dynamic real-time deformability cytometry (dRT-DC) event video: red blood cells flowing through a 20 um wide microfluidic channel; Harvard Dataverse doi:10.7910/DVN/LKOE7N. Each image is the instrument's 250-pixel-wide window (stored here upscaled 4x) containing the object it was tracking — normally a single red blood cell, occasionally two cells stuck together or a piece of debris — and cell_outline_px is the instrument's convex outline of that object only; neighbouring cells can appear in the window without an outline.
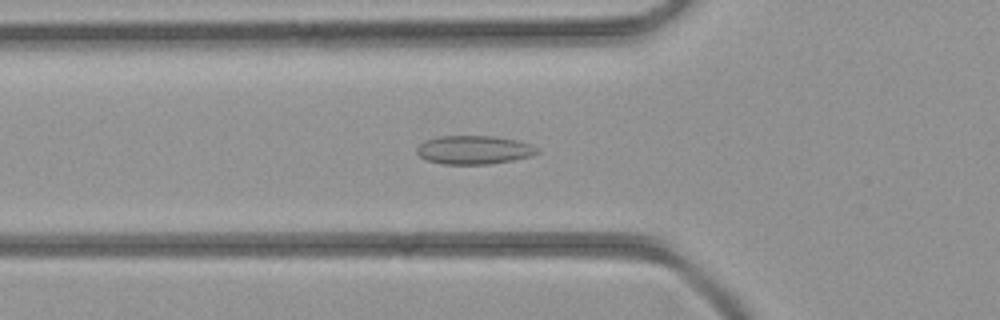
{"species": "common noctule bat (a hibernating species)", "species_latin": "Nyctalus noctula", "temperature_condition": "room temperature", "stored_images_in_passage": 44, "camera_frame_rate_fps": 3000, "um_per_image_px": 0.085, "animal": {"sex": "female", "body_mass_g": 21.9}, "frame": {"image": 1, "passage_image": 15, "time_ms": 4.667, "image_size_px": [1000, 320], "cell_outline_px": [[540, 152], [532, 156], [512, 160], [488, 164], [444, 164], [428, 160], [420, 156], [416, 152], [416, 148], [420, 144], [436, 136], [496, 136], [516, 140], [532, 144], [540, 148]], "centroid_in_image_um": [40.34, 12.73], "position_along_channel_um": 85.5, "area_um2": 20.11}}
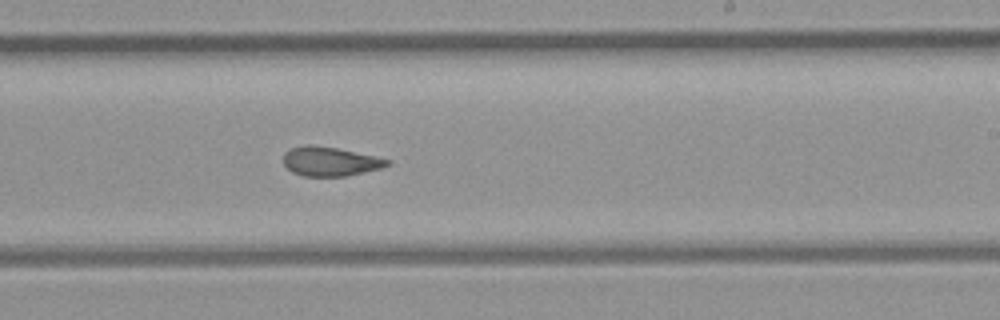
{"frame": {"image": 2, "passage_image": 26, "time_ms": 8.333, "image_size_px": [1000, 320], "cell_outline_px": [[392, 164], [380, 168], [364, 172], [344, 176], [304, 176], [292, 172], [284, 164], [284, 152], [292, 148], [304, 144], [312, 144], [336, 148], [376, 156], [392, 160]], "centroid_in_image_um": [28.07, 13.71], "position_along_channel_um": 260.9, "area_um2": 17.69}}
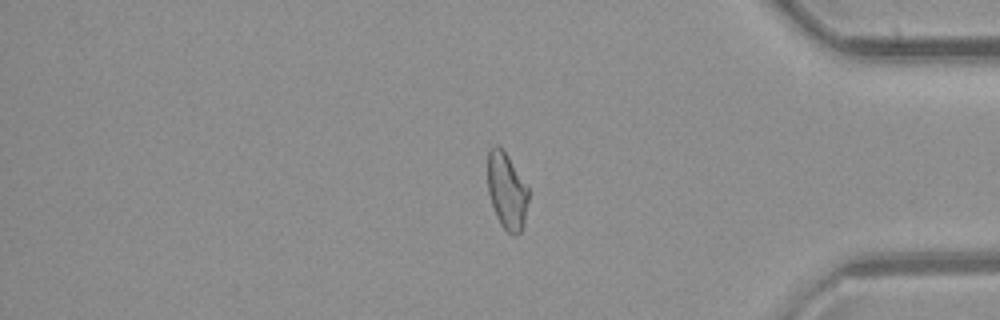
{"frame": {"image": 3, "passage_image": 36, "time_ms": 11.667, "image_size_px": [1000, 320], "cell_outline_px": [[528, 200], [524, 224], [520, 232], [516, 236], [512, 236], [500, 224], [496, 216], [488, 192], [488, 152], [492, 144], [496, 144], [508, 156], [528, 188]], "centroid_in_image_um": [43.07, 16.25], "position_along_channel_um": 392.1, "area_um2": 18.09}}